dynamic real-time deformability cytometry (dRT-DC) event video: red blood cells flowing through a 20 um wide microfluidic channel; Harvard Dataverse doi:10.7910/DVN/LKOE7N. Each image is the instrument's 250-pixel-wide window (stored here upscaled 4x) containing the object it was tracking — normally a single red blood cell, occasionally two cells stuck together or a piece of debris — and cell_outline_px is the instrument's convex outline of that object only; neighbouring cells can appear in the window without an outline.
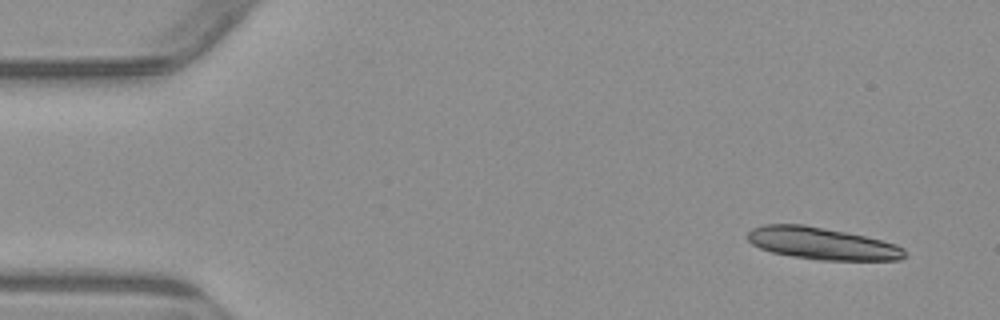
{"species": "common noctule bat (a hibernating species)", "species_latin": "Nyctalus noctula", "temperature_condition": "warm", "stored_images_in_passage": 4, "camera_frame_rate_fps": 3000, "um_per_image_px": 0.085, "animal": {"sex": "male", "body_mass_g": 23.1, "forearm_length_mm": 52.7}, "frame": {"image": 1, "passage_image": 1, "time_ms": 0.0, "image_size_px": [1000, 320], "cell_outline_px": [[908, 256], [900, 260], [820, 260], [792, 256], [772, 252], [760, 248], [752, 244], [748, 240], [748, 232], [752, 228], [764, 224], [804, 224], [848, 232], [896, 244], [904, 248], [908, 252]], "centroid_in_image_um": [69.9, 20.69], "position_along_channel_um": 15.1, "area_um2": 29.54}}